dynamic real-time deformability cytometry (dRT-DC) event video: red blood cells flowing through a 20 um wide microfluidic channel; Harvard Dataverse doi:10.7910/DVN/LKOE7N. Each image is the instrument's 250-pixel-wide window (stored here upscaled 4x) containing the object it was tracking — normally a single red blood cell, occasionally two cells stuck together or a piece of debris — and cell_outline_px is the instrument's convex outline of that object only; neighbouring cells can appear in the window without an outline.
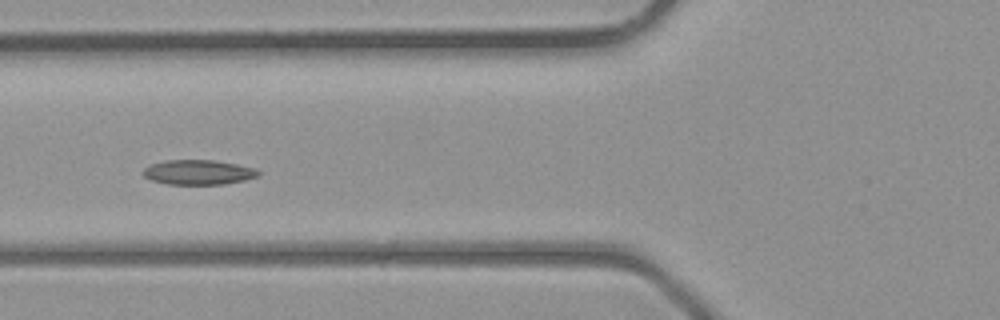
{"species": "common noctule bat (a hibernating species)", "species_latin": "Nyctalus noctula", "temperature_condition": "room temperature", "stored_images_in_passage": 3, "camera_frame_rate_fps": 3000, "um_per_image_px": 0.085, "animal": {"sex": "male", "body_mass_g": 23.1, "forearm_length_mm": 52.7}, "frame": {"image": 1, "passage_image": 3, "time_ms": 3.0, "image_size_px": [1000, 320], "cell_outline_px": [[260, 176], [244, 180], [224, 184], [168, 184], [152, 180], [144, 176], [140, 172], [148, 164], [168, 160], [212, 160], [236, 164], [256, 168], [260, 172]], "centroid_in_image_um": [16.84, 14.64], "position_along_channel_um": 109.0, "area_um2": 16.7}}